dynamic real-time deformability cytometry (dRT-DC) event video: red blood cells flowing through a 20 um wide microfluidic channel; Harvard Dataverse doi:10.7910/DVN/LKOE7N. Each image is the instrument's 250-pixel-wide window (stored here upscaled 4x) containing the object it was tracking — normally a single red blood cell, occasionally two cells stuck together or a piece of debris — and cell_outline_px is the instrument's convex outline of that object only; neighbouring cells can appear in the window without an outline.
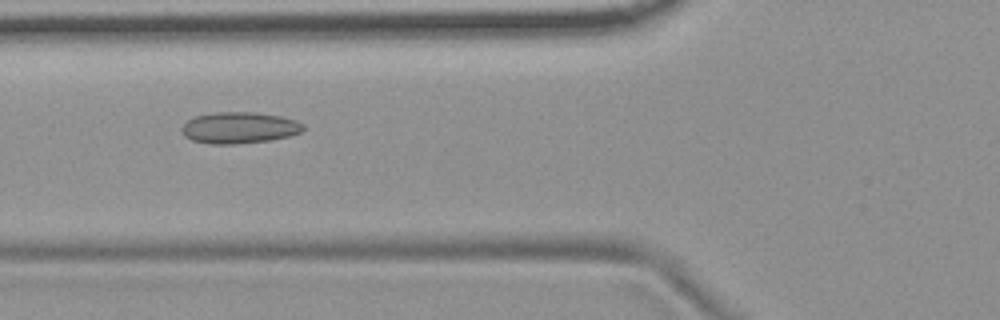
{"species": "common noctule bat (a hibernating species)", "species_latin": "Nyctalus noctula", "temperature_condition": "room temperature", "stored_images_in_passage": 51, "camera_frame_rate_fps": 3000, "um_per_image_px": 0.085, "animal": {"sex": "female", "body_mass_g": 19.9}, "frame": {"image": 1, "passage_image": 17, "time_ms": 5.333, "image_size_px": [1000, 320], "cell_outline_px": [[304, 128], [300, 132], [288, 136], [268, 140], [236, 144], [212, 144], [192, 140], [184, 136], [180, 128], [188, 120], [196, 116], [212, 112], [256, 112], [280, 116], [296, 120], [304, 124]], "centroid_in_image_um": [20.32, 10.85], "position_along_channel_um": 105.5, "area_um2": 22.2}}
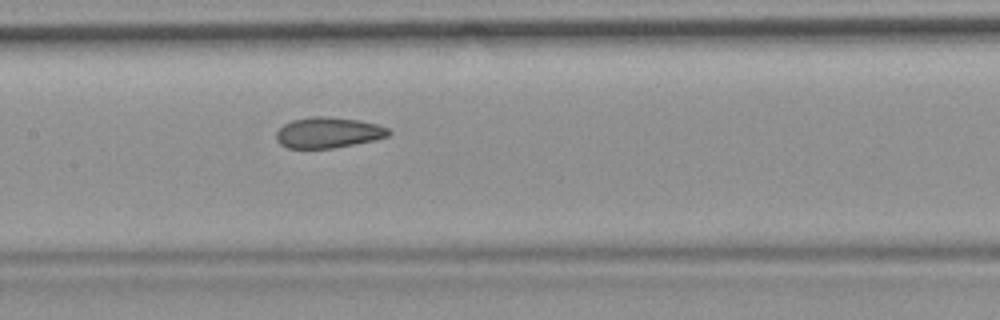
{"frame": {"image": 2, "passage_image": 23, "time_ms": 7.333, "image_size_px": [1000, 320], "cell_outline_px": [[392, 132], [388, 136], [372, 140], [332, 148], [288, 148], [280, 144], [276, 140], [276, 132], [284, 124], [292, 120], [312, 116], [328, 116], [360, 120], [376, 124], [388, 128]], "centroid_in_image_um": [27.88, 11.26], "position_along_channel_um": 179.5, "area_um2": 20.06}}
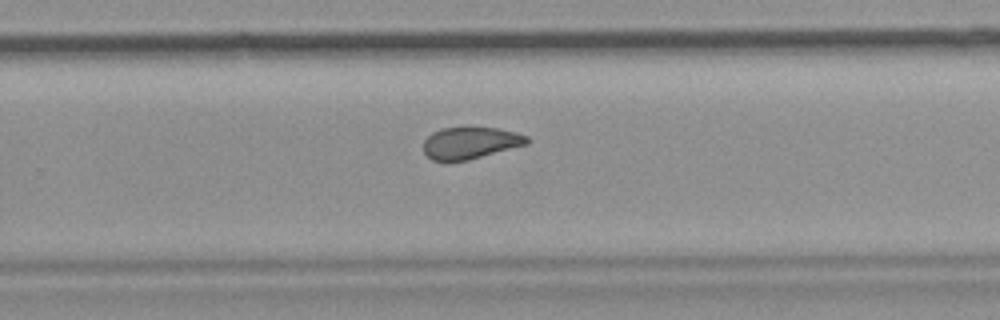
{"frame": {"image": 3, "passage_image": 32, "time_ms": 10.333, "image_size_px": [1000, 320], "cell_outline_px": [[532, 140], [528, 144], [468, 160], [448, 164], [432, 160], [424, 152], [424, 140], [432, 132], [440, 128], [468, 124], [496, 128], [516, 132], [528, 136]], "centroid_in_image_um": [39.96, 12.13], "position_along_channel_um": 289.8, "area_um2": 20.4}, "authors_computed_cell_mechanics": {"area_um2": 21.0392, "velocity_mm_per_s": 3.7017, "shape_relaxation_time_tau1_ms": null, "shape_relaxation_time_tau2_ms": 1.6604, "deformation_change_tau1": null, "deformation_change_tau2": 0.0789}}